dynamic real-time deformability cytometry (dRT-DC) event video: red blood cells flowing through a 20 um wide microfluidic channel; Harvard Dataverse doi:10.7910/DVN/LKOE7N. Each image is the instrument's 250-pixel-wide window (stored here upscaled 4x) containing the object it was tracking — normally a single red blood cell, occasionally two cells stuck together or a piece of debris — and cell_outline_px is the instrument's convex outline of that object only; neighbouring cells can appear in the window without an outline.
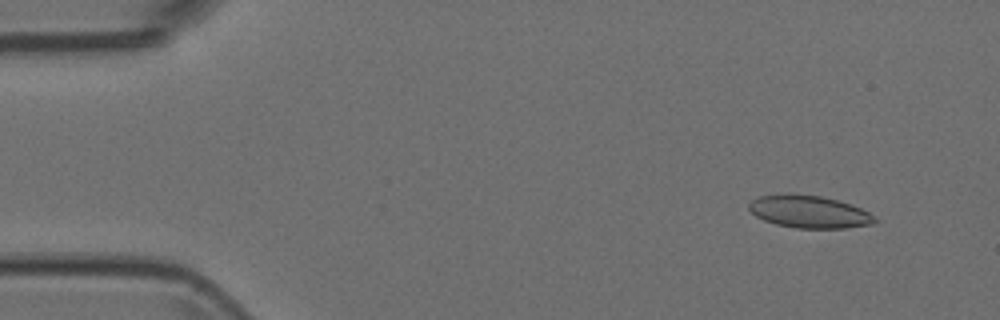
{"species": "Egyptian fruit bat (a non-hibernating species)", "species_latin": "Rousettus aegyptiacus", "temperature_condition": "room temperature", "stored_images_in_passage": 4, "camera_frame_rate_fps": 3000, "um_per_image_px": 0.085, "animal": {"sex": "female"}, "frame": {"image": 1, "passage_image": 2, "time_ms": 0.333, "image_size_px": [1000, 320], "cell_outline_px": [[880, 220], [872, 224], [844, 228], [796, 228], [776, 224], [764, 220], [756, 216], [748, 208], [748, 204], [752, 200], [760, 196], [784, 192], [792, 192], [820, 196], [852, 204], [868, 212]], "centroid_in_image_um": [68.76, 17.98], "position_along_channel_um": 16.2, "area_um2": 24.1}}